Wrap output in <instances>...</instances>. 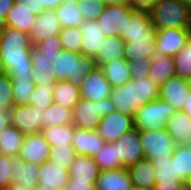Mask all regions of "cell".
I'll list each match as a JSON object with an SVG mask.
<instances>
[{"label":"cell","instance_id":"6da1fadb","mask_svg":"<svg viewBox=\"0 0 191 190\" xmlns=\"http://www.w3.org/2000/svg\"><path fill=\"white\" fill-rule=\"evenodd\" d=\"M28 33L7 27L0 34V56L11 78H34Z\"/></svg>","mask_w":191,"mask_h":190},{"label":"cell","instance_id":"7a4b0ae2","mask_svg":"<svg viewBox=\"0 0 191 190\" xmlns=\"http://www.w3.org/2000/svg\"><path fill=\"white\" fill-rule=\"evenodd\" d=\"M159 97V88L149 77L142 80L131 79L122 86L111 89L110 98L116 111L134 117L139 108Z\"/></svg>","mask_w":191,"mask_h":190},{"label":"cell","instance_id":"3957f363","mask_svg":"<svg viewBox=\"0 0 191 190\" xmlns=\"http://www.w3.org/2000/svg\"><path fill=\"white\" fill-rule=\"evenodd\" d=\"M63 51L59 35L46 38L37 45H32L31 60L35 85H55L57 79V55Z\"/></svg>","mask_w":191,"mask_h":190},{"label":"cell","instance_id":"277c9868","mask_svg":"<svg viewBox=\"0 0 191 190\" xmlns=\"http://www.w3.org/2000/svg\"><path fill=\"white\" fill-rule=\"evenodd\" d=\"M97 68L93 57L63 50L57 55V72L55 77L57 82L69 81L80 88L84 77Z\"/></svg>","mask_w":191,"mask_h":190},{"label":"cell","instance_id":"5b68a950","mask_svg":"<svg viewBox=\"0 0 191 190\" xmlns=\"http://www.w3.org/2000/svg\"><path fill=\"white\" fill-rule=\"evenodd\" d=\"M149 12L156 29L191 28V12L182 0H159Z\"/></svg>","mask_w":191,"mask_h":190},{"label":"cell","instance_id":"8992f818","mask_svg":"<svg viewBox=\"0 0 191 190\" xmlns=\"http://www.w3.org/2000/svg\"><path fill=\"white\" fill-rule=\"evenodd\" d=\"M114 111L116 108L110 97L96 102L80 98L73 109V125L79 129L96 130L102 117Z\"/></svg>","mask_w":191,"mask_h":190},{"label":"cell","instance_id":"52a82bcc","mask_svg":"<svg viewBox=\"0 0 191 190\" xmlns=\"http://www.w3.org/2000/svg\"><path fill=\"white\" fill-rule=\"evenodd\" d=\"M177 112L169 103L159 97L141 106L135 113L134 128L139 131H154L166 128L168 119Z\"/></svg>","mask_w":191,"mask_h":190},{"label":"cell","instance_id":"ba28073f","mask_svg":"<svg viewBox=\"0 0 191 190\" xmlns=\"http://www.w3.org/2000/svg\"><path fill=\"white\" fill-rule=\"evenodd\" d=\"M140 141L144 156L150 161L169 158L176 146L166 128L154 131H140Z\"/></svg>","mask_w":191,"mask_h":190},{"label":"cell","instance_id":"9c48e42d","mask_svg":"<svg viewBox=\"0 0 191 190\" xmlns=\"http://www.w3.org/2000/svg\"><path fill=\"white\" fill-rule=\"evenodd\" d=\"M45 109L31 105H18L11 108V124L24 135L41 133L44 128Z\"/></svg>","mask_w":191,"mask_h":190},{"label":"cell","instance_id":"30bf717a","mask_svg":"<svg viewBox=\"0 0 191 190\" xmlns=\"http://www.w3.org/2000/svg\"><path fill=\"white\" fill-rule=\"evenodd\" d=\"M155 33L156 27L151 21L150 12L134 10L126 19L125 32H122L120 37L125 43L140 40L153 41Z\"/></svg>","mask_w":191,"mask_h":190},{"label":"cell","instance_id":"8fae6325","mask_svg":"<svg viewBox=\"0 0 191 190\" xmlns=\"http://www.w3.org/2000/svg\"><path fill=\"white\" fill-rule=\"evenodd\" d=\"M133 11L129 4H109L96 21L106 37L120 36L125 32L126 19Z\"/></svg>","mask_w":191,"mask_h":190},{"label":"cell","instance_id":"7c38bea8","mask_svg":"<svg viewBox=\"0 0 191 190\" xmlns=\"http://www.w3.org/2000/svg\"><path fill=\"white\" fill-rule=\"evenodd\" d=\"M191 38V28L156 29L155 55L174 57Z\"/></svg>","mask_w":191,"mask_h":190},{"label":"cell","instance_id":"4fadbf2b","mask_svg":"<svg viewBox=\"0 0 191 190\" xmlns=\"http://www.w3.org/2000/svg\"><path fill=\"white\" fill-rule=\"evenodd\" d=\"M134 128L132 116L125 115L119 111L104 115L96 129L97 133L105 142H114L124 133Z\"/></svg>","mask_w":191,"mask_h":190},{"label":"cell","instance_id":"5bb4252c","mask_svg":"<svg viewBox=\"0 0 191 190\" xmlns=\"http://www.w3.org/2000/svg\"><path fill=\"white\" fill-rule=\"evenodd\" d=\"M122 167L128 168L145 158L140 141V131L133 128L114 141Z\"/></svg>","mask_w":191,"mask_h":190},{"label":"cell","instance_id":"9a60e30c","mask_svg":"<svg viewBox=\"0 0 191 190\" xmlns=\"http://www.w3.org/2000/svg\"><path fill=\"white\" fill-rule=\"evenodd\" d=\"M190 88L187 79L175 76L159 88V98L169 103L176 111H183Z\"/></svg>","mask_w":191,"mask_h":190},{"label":"cell","instance_id":"2e32d148","mask_svg":"<svg viewBox=\"0 0 191 190\" xmlns=\"http://www.w3.org/2000/svg\"><path fill=\"white\" fill-rule=\"evenodd\" d=\"M62 26L54 10H44L39 13L28 33L32 45H37L46 38L59 35Z\"/></svg>","mask_w":191,"mask_h":190},{"label":"cell","instance_id":"e0dca14e","mask_svg":"<svg viewBox=\"0 0 191 190\" xmlns=\"http://www.w3.org/2000/svg\"><path fill=\"white\" fill-rule=\"evenodd\" d=\"M79 89L80 98L96 102L110 97L112 86L105 77L103 71L98 67L84 77L83 83Z\"/></svg>","mask_w":191,"mask_h":190},{"label":"cell","instance_id":"ac0fdd59","mask_svg":"<svg viewBox=\"0 0 191 190\" xmlns=\"http://www.w3.org/2000/svg\"><path fill=\"white\" fill-rule=\"evenodd\" d=\"M50 147L42 133L25 135L19 156L25 162L41 165L48 160Z\"/></svg>","mask_w":191,"mask_h":190},{"label":"cell","instance_id":"d6986e66","mask_svg":"<svg viewBox=\"0 0 191 190\" xmlns=\"http://www.w3.org/2000/svg\"><path fill=\"white\" fill-rule=\"evenodd\" d=\"M39 173L40 188L64 190L70 179L69 170L50 160L40 165Z\"/></svg>","mask_w":191,"mask_h":190},{"label":"cell","instance_id":"ffe728a7","mask_svg":"<svg viewBox=\"0 0 191 190\" xmlns=\"http://www.w3.org/2000/svg\"><path fill=\"white\" fill-rule=\"evenodd\" d=\"M105 141L96 130L75 128L72 146L75 155L94 157L104 145Z\"/></svg>","mask_w":191,"mask_h":190},{"label":"cell","instance_id":"44dd1931","mask_svg":"<svg viewBox=\"0 0 191 190\" xmlns=\"http://www.w3.org/2000/svg\"><path fill=\"white\" fill-rule=\"evenodd\" d=\"M12 182L19 186L35 188L39 182L40 165L36 163L25 162L19 155L11 157Z\"/></svg>","mask_w":191,"mask_h":190},{"label":"cell","instance_id":"7402d4cb","mask_svg":"<svg viewBox=\"0 0 191 190\" xmlns=\"http://www.w3.org/2000/svg\"><path fill=\"white\" fill-rule=\"evenodd\" d=\"M100 173L94 158L87 155H76L69 168V181L95 183Z\"/></svg>","mask_w":191,"mask_h":190},{"label":"cell","instance_id":"603a6c76","mask_svg":"<svg viewBox=\"0 0 191 190\" xmlns=\"http://www.w3.org/2000/svg\"><path fill=\"white\" fill-rule=\"evenodd\" d=\"M96 190H131L133 183L130 180L127 168L100 171L95 181Z\"/></svg>","mask_w":191,"mask_h":190},{"label":"cell","instance_id":"cb8c5ba5","mask_svg":"<svg viewBox=\"0 0 191 190\" xmlns=\"http://www.w3.org/2000/svg\"><path fill=\"white\" fill-rule=\"evenodd\" d=\"M79 28L83 34L82 54L94 57L104 43L105 34L96 20H83Z\"/></svg>","mask_w":191,"mask_h":190},{"label":"cell","instance_id":"d4e9b609","mask_svg":"<svg viewBox=\"0 0 191 190\" xmlns=\"http://www.w3.org/2000/svg\"><path fill=\"white\" fill-rule=\"evenodd\" d=\"M133 187L153 189L156 184L155 167L149 159H142L127 168Z\"/></svg>","mask_w":191,"mask_h":190},{"label":"cell","instance_id":"484cf974","mask_svg":"<svg viewBox=\"0 0 191 190\" xmlns=\"http://www.w3.org/2000/svg\"><path fill=\"white\" fill-rule=\"evenodd\" d=\"M166 129L176 145L191 144V118L185 112H175L168 119Z\"/></svg>","mask_w":191,"mask_h":190},{"label":"cell","instance_id":"4316f807","mask_svg":"<svg viewBox=\"0 0 191 190\" xmlns=\"http://www.w3.org/2000/svg\"><path fill=\"white\" fill-rule=\"evenodd\" d=\"M176 76L173 57L155 55L151 59L149 79L160 88L167 80Z\"/></svg>","mask_w":191,"mask_h":190},{"label":"cell","instance_id":"83f0119b","mask_svg":"<svg viewBox=\"0 0 191 190\" xmlns=\"http://www.w3.org/2000/svg\"><path fill=\"white\" fill-rule=\"evenodd\" d=\"M112 88L122 86L132 79L129 63L125 58H117L99 67Z\"/></svg>","mask_w":191,"mask_h":190},{"label":"cell","instance_id":"f1b7e54d","mask_svg":"<svg viewBox=\"0 0 191 190\" xmlns=\"http://www.w3.org/2000/svg\"><path fill=\"white\" fill-rule=\"evenodd\" d=\"M125 42L120 36H108L104 39L98 53L93 57L97 67L117 58H124Z\"/></svg>","mask_w":191,"mask_h":190},{"label":"cell","instance_id":"f546056e","mask_svg":"<svg viewBox=\"0 0 191 190\" xmlns=\"http://www.w3.org/2000/svg\"><path fill=\"white\" fill-rule=\"evenodd\" d=\"M24 137L25 135L12 124L6 127L0 134V155L18 156Z\"/></svg>","mask_w":191,"mask_h":190},{"label":"cell","instance_id":"4dcf8cb0","mask_svg":"<svg viewBox=\"0 0 191 190\" xmlns=\"http://www.w3.org/2000/svg\"><path fill=\"white\" fill-rule=\"evenodd\" d=\"M80 99V89L69 81H59L53 90V103L74 109Z\"/></svg>","mask_w":191,"mask_h":190},{"label":"cell","instance_id":"1f68e13d","mask_svg":"<svg viewBox=\"0 0 191 190\" xmlns=\"http://www.w3.org/2000/svg\"><path fill=\"white\" fill-rule=\"evenodd\" d=\"M36 16V14L30 12V9L20 7L19 4L14 3L11 10L8 12L5 23L7 27H13L29 33Z\"/></svg>","mask_w":191,"mask_h":190},{"label":"cell","instance_id":"d6a6232c","mask_svg":"<svg viewBox=\"0 0 191 190\" xmlns=\"http://www.w3.org/2000/svg\"><path fill=\"white\" fill-rule=\"evenodd\" d=\"M75 128L73 123H70L61 126L44 127L41 133L50 146L72 145Z\"/></svg>","mask_w":191,"mask_h":190},{"label":"cell","instance_id":"836d02e7","mask_svg":"<svg viewBox=\"0 0 191 190\" xmlns=\"http://www.w3.org/2000/svg\"><path fill=\"white\" fill-rule=\"evenodd\" d=\"M54 11L62 29L79 27L84 20L74 1H63Z\"/></svg>","mask_w":191,"mask_h":190},{"label":"cell","instance_id":"e575fe53","mask_svg":"<svg viewBox=\"0 0 191 190\" xmlns=\"http://www.w3.org/2000/svg\"><path fill=\"white\" fill-rule=\"evenodd\" d=\"M93 158L100 171L122 168V161L118 158L117 146L114 142H105L102 149Z\"/></svg>","mask_w":191,"mask_h":190},{"label":"cell","instance_id":"d590c367","mask_svg":"<svg viewBox=\"0 0 191 190\" xmlns=\"http://www.w3.org/2000/svg\"><path fill=\"white\" fill-rule=\"evenodd\" d=\"M172 161H175L177 175L185 182L191 175V144L176 145L172 153Z\"/></svg>","mask_w":191,"mask_h":190},{"label":"cell","instance_id":"8d00e7d4","mask_svg":"<svg viewBox=\"0 0 191 190\" xmlns=\"http://www.w3.org/2000/svg\"><path fill=\"white\" fill-rule=\"evenodd\" d=\"M155 39L153 41L140 40L125 43L124 58L127 61L141 59H152L155 56Z\"/></svg>","mask_w":191,"mask_h":190},{"label":"cell","instance_id":"74e56055","mask_svg":"<svg viewBox=\"0 0 191 190\" xmlns=\"http://www.w3.org/2000/svg\"><path fill=\"white\" fill-rule=\"evenodd\" d=\"M34 78H11L14 106L30 105L35 88Z\"/></svg>","mask_w":191,"mask_h":190},{"label":"cell","instance_id":"f35d334b","mask_svg":"<svg viewBox=\"0 0 191 190\" xmlns=\"http://www.w3.org/2000/svg\"><path fill=\"white\" fill-rule=\"evenodd\" d=\"M151 162L155 167L156 183L183 182L176 173L175 161H172V155L169 158H162Z\"/></svg>","mask_w":191,"mask_h":190},{"label":"cell","instance_id":"ab89813d","mask_svg":"<svg viewBox=\"0 0 191 190\" xmlns=\"http://www.w3.org/2000/svg\"><path fill=\"white\" fill-rule=\"evenodd\" d=\"M73 123V109L53 103L46 109L44 127L61 126Z\"/></svg>","mask_w":191,"mask_h":190},{"label":"cell","instance_id":"60d3db41","mask_svg":"<svg viewBox=\"0 0 191 190\" xmlns=\"http://www.w3.org/2000/svg\"><path fill=\"white\" fill-rule=\"evenodd\" d=\"M176 76L189 80L191 77V38L173 57Z\"/></svg>","mask_w":191,"mask_h":190},{"label":"cell","instance_id":"b9f144b4","mask_svg":"<svg viewBox=\"0 0 191 190\" xmlns=\"http://www.w3.org/2000/svg\"><path fill=\"white\" fill-rule=\"evenodd\" d=\"M59 37L63 50L82 54L83 34L79 27L61 29Z\"/></svg>","mask_w":191,"mask_h":190},{"label":"cell","instance_id":"7bdbcfd3","mask_svg":"<svg viewBox=\"0 0 191 190\" xmlns=\"http://www.w3.org/2000/svg\"><path fill=\"white\" fill-rule=\"evenodd\" d=\"M75 156L72 145H53L50 147L48 160L61 165L63 169L69 170Z\"/></svg>","mask_w":191,"mask_h":190},{"label":"cell","instance_id":"ee69618b","mask_svg":"<svg viewBox=\"0 0 191 190\" xmlns=\"http://www.w3.org/2000/svg\"><path fill=\"white\" fill-rule=\"evenodd\" d=\"M55 85H36L31 96V106L47 109L53 104V90Z\"/></svg>","mask_w":191,"mask_h":190},{"label":"cell","instance_id":"f6af8a7d","mask_svg":"<svg viewBox=\"0 0 191 190\" xmlns=\"http://www.w3.org/2000/svg\"><path fill=\"white\" fill-rule=\"evenodd\" d=\"M76 4L84 20H97L106 6L97 0H78Z\"/></svg>","mask_w":191,"mask_h":190},{"label":"cell","instance_id":"bcb514c9","mask_svg":"<svg viewBox=\"0 0 191 190\" xmlns=\"http://www.w3.org/2000/svg\"><path fill=\"white\" fill-rule=\"evenodd\" d=\"M14 106L13 86L8 73L0 76V109L11 110Z\"/></svg>","mask_w":191,"mask_h":190},{"label":"cell","instance_id":"7dc6e473","mask_svg":"<svg viewBox=\"0 0 191 190\" xmlns=\"http://www.w3.org/2000/svg\"><path fill=\"white\" fill-rule=\"evenodd\" d=\"M131 70V77L136 80H144L149 77L151 59H141L128 61Z\"/></svg>","mask_w":191,"mask_h":190},{"label":"cell","instance_id":"c3c4849f","mask_svg":"<svg viewBox=\"0 0 191 190\" xmlns=\"http://www.w3.org/2000/svg\"><path fill=\"white\" fill-rule=\"evenodd\" d=\"M11 157L0 155V189L7 190L12 183Z\"/></svg>","mask_w":191,"mask_h":190},{"label":"cell","instance_id":"681fc988","mask_svg":"<svg viewBox=\"0 0 191 190\" xmlns=\"http://www.w3.org/2000/svg\"><path fill=\"white\" fill-rule=\"evenodd\" d=\"M14 3L19 4L20 7L30 9V12L36 15L45 10L39 0H14Z\"/></svg>","mask_w":191,"mask_h":190},{"label":"cell","instance_id":"f907efd6","mask_svg":"<svg viewBox=\"0 0 191 190\" xmlns=\"http://www.w3.org/2000/svg\"><path fill=\"white\" fill-rule=\"evenodd\" d=\"M159 0H130V6L134 10L150 11Z\"/></svg>","mask_w":191,"mask_h":190},{"label":"cell","instance_id":"816d5d0a","mask_svg":"<svg viewBox=\"0 0 191 190\" xmlns=\"http://www.w3.org/2000/svg\"><path fill=\"white\" fill-rule=\"evenodd\" d=\"M94 184L82 181H69L64 190H96Z\"/></svg>","mask_w":191,"mask_h":190},{"label":"cell","instance_id":"f5cc1de1","mask_svg":"<svg viewBox=\"0 0 191 190\" xmlns=\"http://www.w3.org/2000/svg\"><path fill=\"white\" fill-rule=\"evenodd\" d=\"M153 190H185L184 182L156 183Z\"/></svg>","mask_w":191,"mask_h":190},{"label":"cell","instance_id":"db71d44e","mask_svg":"<svg viewBox=\"0 0 191 190\" xmlns=\"http://www.w3.org/2000/svg\"><path fill=\"white\" fill-rule=\"evenodd\" d=\"M9 125H11V110L0 109V134Z\"/></svg>","mask_w":191,"mask_h":190},{"label":"cell","instance_id":"11a10c76","mask_svg":"<svg viewBox=\"0 0 191 190\" xmlns=\"http://www.w3.org/2000/svg\"><path fill=\"white\" fill-rule=\"evenodd\" d=\"M13 5L14 0H0V17L6 19Z\"/></svg>","mask_w":191,"mask_h":190},{"label":"cell","instance_id":"9f6ffc18","mask_svg":"<svg viewBox=\"0 0 191 190\" xmlns=\"http://www.w3.org/2000/svg\"><path fill=\"white\" fill-rule=\"evenodd\" d=\"M64 0H39L45 10H55Z\"/></svg>","mask_w":191,"mask_h":190},{"label":"cell","instance_id":"6f0895ef","mask_svg":"<svg viewBox=\"0 0 191 190\" xmlns=\"http://www.w3.org/2000/svg\"><path fill=\"white\" fill-rule=\"evenodd\" d=\"M183 112H185L191 118V88L189 90L188 100L185 104Z\"/></svg>","mask_w":191,"mask_h":190},{"label":"cell","instance_id":"680465c9","mask_svg":"<svg viewBox=\"0 0 191 190\" xmlns=\"http://www.w3.org/2000/svg\"><path fill=\"white\" fill-rule=\"evenodd\" d=\"M97 1L104 2L106 5H109V4H115V5L129 4L130 5V0H97Z\"/></svg>","mask_w":191,"mask_h":190},{"label":"cell","instance_id":"91938a15","mask_svg":"<svg viewBox=\"0 0 191 190\" xmlns=\"http://www.w3.org/2000/svg\"><path fill=\"white\" fill-rule=\"evenodd\" d=\"M7 190H33V189L27 186H19L18 184L12 182L7 188Z\"/></svg>","mask_w":191,"mask_h":190},{"label":"cell","instance_id":"94428289","mask_svg":"<svg viewBox=\"0 0 191 190\" xmlns=\"http://www.w3.org/2000/svg\"><path fill=\"white\" fill-rule=\"evenodd\" d=\"M185 190H191V175L184 182Z\"/></svg>","mask_w":191,"mask_h":190},{"label":"cell","instance_id":"6125c7cd","mask_svg":"<svg viewBox=\"0 0 191 190\" xmlns=\"http://www.w3.org/2000/svg\"><path fill=\"white\" fill-rule=\"evenodd\" d=\"M6 73H7V71H6V69H5L4 63H3L2 58H1V56H0V76H1V75H4V74H6Z\"/></svg>","mask_w":191,"mask_h":190},{"label":"cell","instance_id":"be15d7a7","mask_svg":"<svg viewBox=\"0 0 191 190\" xmlns=\"http://www.w3.org/2000/svg\"><path fill=\"white\" fill-rule=\"evenodd\" d=\"M6 28V23H5V19L0 17V34L2 33V31Z\"/></svg>","mask_w":191,"mask_h":190},{"label":"cell","instance_id":"e7e4bbea","mask_svg":"<svg viewBox=\"0 0 191 190\" xmlns=\"http://www.w3.org/2000/svg\"><path fill=\"white\" fill-rule=\"evenodd\" d=\"M184 4L188 7L189 11L191 12V0H182Z\"/></svg>","mask_w":191,"mask_h":190},{"label":"cell","instance_id":"03108f58","mask_svg":"<svg viewBox=\"0 0 191 190\" xmlns=\"http://www.w3.org/2000/svg\"><path fill=\"white\" fill-rule=\"evenodd\" d=\"M33 190H52V189H47V188H40L38 185L33 188Z\"/></svg>","mask_w":191,"mask_h":190},{"label":"cell","instance_id":"003e7915","mask_svg":"<svg viewBox=\"0 0 191 190\" xmlns=\"http://www.w3.org/2000/svg\"><path fill=\"white\" fill-rule=\"evenodd\" d=\"M131 190H153V189H143V188L133 187Z\"/></svg>","mask_w":191,"mask_h":190},{"label":"cell","instance_id":"a7ac6f4b","mask_svg":"<svg viewBox=\"0 0 191 190\" xmlns=\"http://www.w3.org/2000/svg\"><path fill=\"white\" fill-rule=\"evenodd\" d=\"M64 1H68V2L74 1V2H77L78 0H64Z\"/></svg>","mask_w":191,"mask_h":190}]
</instances>
